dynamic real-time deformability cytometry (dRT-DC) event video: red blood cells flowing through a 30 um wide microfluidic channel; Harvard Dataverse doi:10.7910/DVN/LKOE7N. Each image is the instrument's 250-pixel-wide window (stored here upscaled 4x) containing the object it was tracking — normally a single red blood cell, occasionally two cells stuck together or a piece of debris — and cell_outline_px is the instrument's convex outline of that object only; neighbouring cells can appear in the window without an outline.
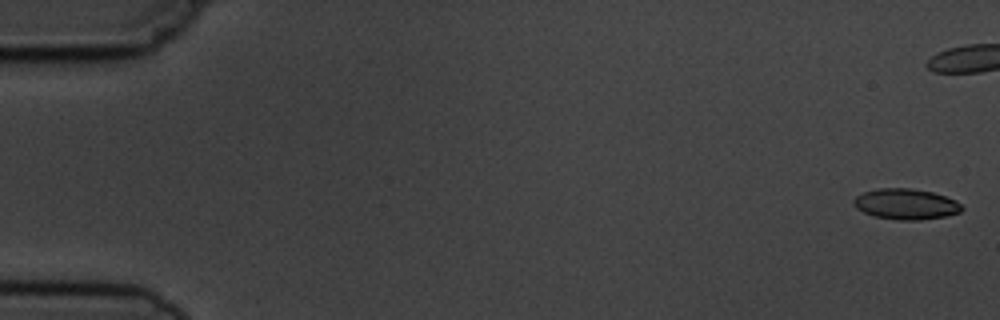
{"species": "common noctule bat (a hibernating species)", "species_latin": "Nyctalus noctula", "temperature_condition": "cold", "stored_images_in_passage": 7, "camera_frame_rate_fps": 3000, "um_per_image_px": 0.085, "animal": {"sex": "male", "body_mass_g": 19.5, "forearm_length_mm": 54.6}, "frame": {"image": 1, "passage_image": 1, "time_ms": 0.0, "image_size_px": [1000, 320], "cell_outline_px": [[964, 208], [960, 212], [944, 216], [920, 220], [900, 220], [872, 216], [856, 208], [852, 204], [852, 200], [856, 196], [864, 192], [880, 188], [908, 188], [932, 192], [956, 200]], "centroid_in_image_um": [76.97, 17.35], "position_along_channel_um": 8.0, "area_um2": 19.31}}
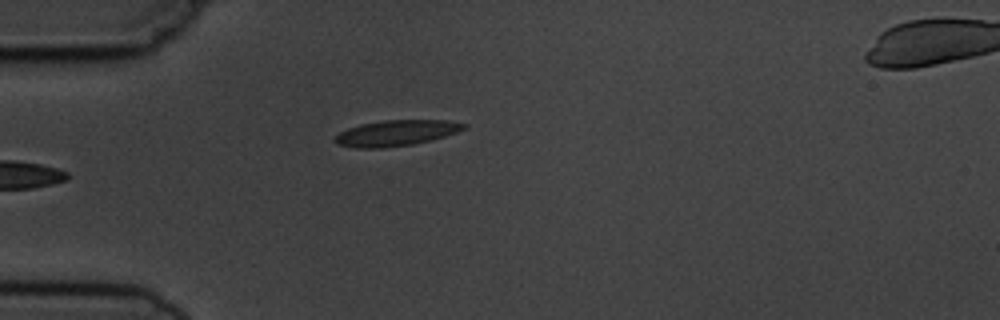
{"frame": {"image": 2, "passage_image": 6, "time_ms": 6.0, "image_size_px": [1000, 320], "cell_outline_px": [[468, 128], [444, 136], [412, 144], [380, 148], [356, 148], [336, 144], [332, 140], [340, 132], [348, 128], [360, 124], [384, 120], [448, 120], [468, 124]], "centroid_in_image_um": [33.66, 11.3], "position_along_channel_um": 51.3, "area_um2": 19.31}}